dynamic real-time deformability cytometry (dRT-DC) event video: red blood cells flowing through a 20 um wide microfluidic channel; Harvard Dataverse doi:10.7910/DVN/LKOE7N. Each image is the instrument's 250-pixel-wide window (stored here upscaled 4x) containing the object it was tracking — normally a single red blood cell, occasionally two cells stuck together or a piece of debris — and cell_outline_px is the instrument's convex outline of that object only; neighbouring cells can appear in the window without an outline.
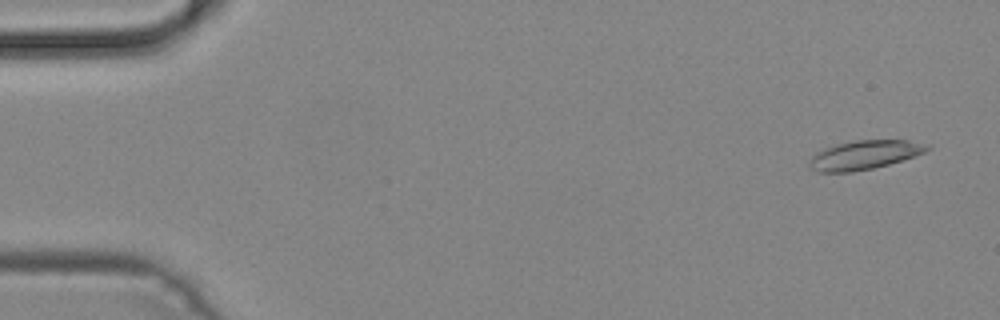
{"species": "common noctule bat (a hibernating species)", "species_latin": "Nyctalus noctula", "temperature_condition": "cold", "stored_images_in_passage": 48, "camera_frame_rate_fps": 3000, "um_per_image_px": 0.085, "animal": {"sex": "male", "body_mass_g": 19.2, "forearm_length_mm": 51.8}, "frame": {"image": 1, "passage_image": 2, "time_ms": 0.333, "image_size_px": [1000, 320], "cell_outline_px": [[932, 148], [924, 152], [888, 164], [872, 168], [852, 172], [816, 172], [808, 168], [808, 160], [816, 152], [824, 148], [856, 140], [908, 140], [928, 144]], "centroid_in_image_um": [73.42, 13.17], "position_along_channel_um": 11.6, "area_um2": 19.77}}
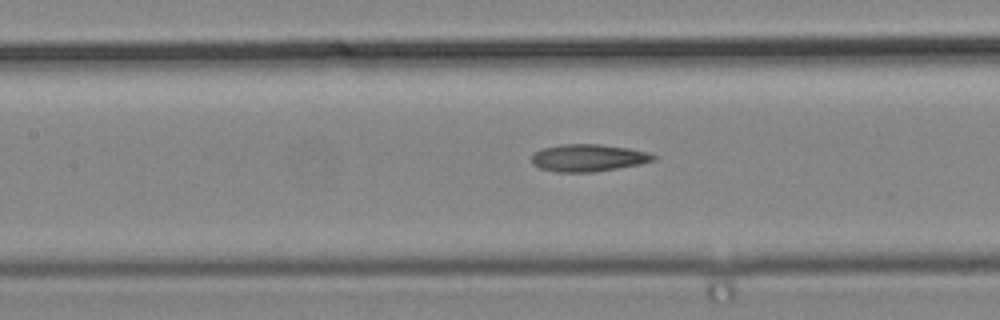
{"frame": {"image": 2, "passage_image": 21, "time_ms": 6.667, "image_size_px": [1000, 320], "cell_outline_px": [[656, 160], [640, 164], [596, 172], [556, 172], [540, 168], [532, 164], [532, 156], [540, 148], [560, 144], [600, 144], [628, 148], [648, 152], [656, 156]], "centroid_in_image_um": [50.0, 13.41], "position_along_channel_um": 157.4, "area_um2": 19.48}}
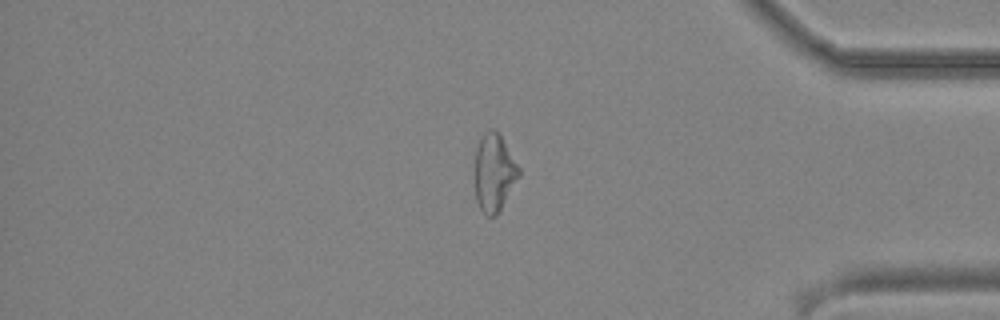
{"frame": {"image": 3, "passage_image": 40, "time_ms": 13.0, "image_size_px": [1000, 320], "cell_outline_px": [[520, 176], [496, 216], [488, 216], [480, 208], [476, 200], [476, 148], [484, 132], [488, 128], [496, 128], [520, 168]], "centroid_in_image_um": [42.02, 14.64], "position_along_channel_um": 393.2, "area_um2": 19.71}}